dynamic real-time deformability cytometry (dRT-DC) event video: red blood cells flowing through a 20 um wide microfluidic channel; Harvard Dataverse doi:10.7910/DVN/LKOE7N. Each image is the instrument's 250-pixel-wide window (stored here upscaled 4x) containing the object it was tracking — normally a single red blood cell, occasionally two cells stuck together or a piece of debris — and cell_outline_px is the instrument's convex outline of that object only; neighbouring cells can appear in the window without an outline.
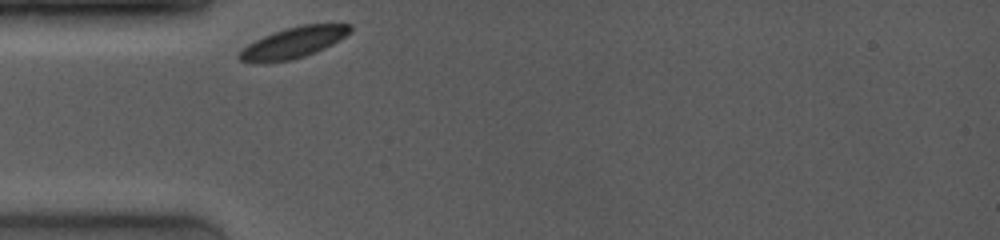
{"species": "common noctule bat (a hibernating species)", "species_latin": "Nyctalus noctula", "temperature_condition": "room temperature", "stored_images_in_passage": 31, "camera_frame_rate_fps": 4000, "um_per_image_px": 0.085, "animal": {"sex": "female", "body_mass_g": 19.0, "forearm_length_mm": 53.3}, "frame": {"image": 1, "passage_image": 1, "time_ms": 0.0, "image_size_px": [1000, 240], "cell_outline_px": [[352, 28], [344, 36], [332, 44], [316, 52], [304, 56], [288, 60], [252, 64], [240, 60], [236, 56], [248, 44], [264, 36], [288, 28], [304, 24], [352, 24]], "centroid_in_image_um": [24.9, 3.64], "position_along_channel_um": 60.1, "area_um2": 19.59}}
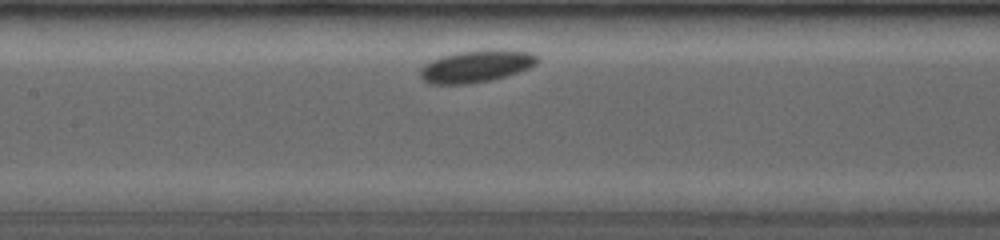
{"frame": {"image": 2, "passage_image": 14, "time_ms": 3.0, "image_size_px": [1000, 240], "cell_outline_px": [[540, 60], [536, 64], [528, 68], [504, 76], [488, 80], [468, 84], [428, 84], [420, 76], [420, 68], [424, 64], [432, 60], [456, 52], [492, 48], [504, 48], [532, 52], [540, 56]], "centroid_in_image_um": [40.52, 5.6], "position_along_channel_um": 166.9, "area_um2": 22.25}}
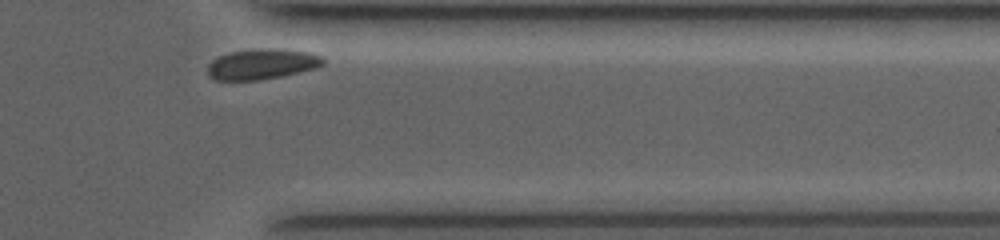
{"frame": {"image": 3, "passage_image": 31, "time_ms": 9.0, "image_size_px": [1000, 240], "cell_outline_px": [[324, 64], [316, 68], [280, 76], [256, 80], [216, 80], [208, 76], [208, 64], [212, 60], [220, 56], [232, 52], [268, 48], [276, 48], [308, 52], [324, 56]], "centroid_in_image_um": [22.28, 5.45], "position_along_channel_um": 389.1, "area_um2": 20.29}}